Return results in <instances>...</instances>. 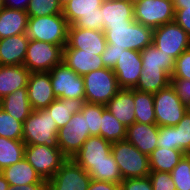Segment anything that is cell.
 <instances>
[{"instance_id": "cell-35", "label": "cell", "mask_w": 190, "mask_h": 190, "mask_svg": "<svg viewBox=\"0 0 190 190\" xmlns=\"http://www.w3.org/2000/svg\"><path fill=\"white\" fill-rule=\"evenodd\" d=\"M126 131L127 128L105 108L101 119L100 136L113 143L125 140Z\"/></svg>"}, {"instance_id": "cell-15", "label": "cell", "mask_w": 190, "mask_h": 190, "mask_svg": "<svg viewBox=\"0 0 190 190\" xmlns=\"http://www.w3.org/2000/svg\"><path fill=\"white\" fill-rule=\"evenodd\" d=\"M113 71L120 89H134L142 72L140 51L124 50Z\"/></svg>"}, {"instance_id": "cell-21", "label": "cell", "mask_w": 190, "mask_h": 190, "mask_svg": "<svg viewBox=\"0 0 190 190\" xmlns=\"http://www.w3.org/2000/svg\"><path fill=\"white\" fill-rule=\"evenodd\" d=\"M63 63L79 76L105 67L101 55L81 52L79 49H63Z\"/></svg>"}, {"instance_id": "cell-23", "label": "cell", "mask_w": 190, "mask_h": 190, "mask_svg": "<svg viewBox=\"0 0 190 190\" xmlns=\"http://www.w3.org/2000/svg\"><path fill=\"white\" fill-rule=\"evenodd\" d=\"M30 73L23 65H0V100L18 89L27 88Z\"/></svg>"}, {"instance_id": "cell-46", "label": "cell", "mask_w": 190, "mask_h": 190, "mask_svg": "<svg viewBox=\"0 0 190 190\" xmlns=\"http://www.w3.org/2000/svg\"><path fill=\"white\" fill-rule=\"evenodd\" d=\"M170 84L175 90L179 99L187 104L190 101V80L186 79H171Z\"/></svg>"}, {"instance_id": "cell-7", "label": "cell", "mask_w": 190, "mask_h": 190, "mask_svg": "<svg viewBox=\"0 0 190 190\" xmlns=\"http://www.w3.org/2000/svg\"><path fill=\"white\" fill-rule=\"evenodd\" d=\"M153 95L156 125L176 126L186 114V105L179 99L171 84Z\"/></svg>"}, {"instance_id": "cell-39", "label": "cell", "mask_w": 190, "mask_h": 190, "mask_svg": "<svg viewBox=\"0 0 190 190\" xmlns=\"http://www.w3.org/2000/svg\"><path fill=\"white\" fill-rule=\"evenodd\" d=\"M170 173L176 190H190V153L185 154Z\"/></svg>"}, {"instance_id": "cell-1", "label": "cell", "mask_w": 190, "mask_h": 190, "mask_svg": "<svg viewBox=\"0 0 190 190\" xmlns=\"http://www.w3.org/2000/svg\"><path fill=\"white\" fill-rule=\"evenodd\" d=\"M154 29L134 21L126 25H110L105 31L111 48L142 51L153 44Z\"/></svg>"}, {"instance_id": "cell-27", "label": "cell", "mask_w": 190, "mask_h": 190, "mask_svg": "<svg viewBox=\"0 0 190 190\" xmlns=\"http://www.w3.org/2000/svg\"><path fill=\"white\" fill-rule=\"evenodd\" d=\"M1 104L2 110L22 123L33 111L28 100L27 88H21L14 93L6 95L1 99Z\"/></svg>"}, {"instance_id": "cell-43", "label": "cell", "mask_w": 190, "mask_h": 190, "mask_svg": "<svg viewBox=\"0 0 190 190\" xmlns=\"http://www.w3.org/2000/svg\"><path fill=\"white\" fill-rule=\"evenodd\" d=\"M72 25L84 29L103 30V20L100 8H98V13H90L80 16V18Z\"/></svg>"}, {"instance_id": "cell-50", "label": "cell", "mask_w": 190, "mask_h": 190, "mask_svg": "<svg viewBox=\"0 0 190 190\" xmlns=\"http://www.w3.org/2000/svg\"><path fill=\"white\" fill-rule=\"evenodd\" d=\"M30 0H4V7L26 11Z\"/></svg>"}, {"instance_id": "cell-11", "label": "cell", "mask_w": 190, "mask_h": 190, "mask_svg": "<svg viewBox=\"0 0 190 190\" xmlns=\"http://www.w3.org/2000/svg\"><path fill=\"white\" fill-rule=\"evenodd\" d=\"M49 73L56 98L85 99L83 76H79L63 62L56 65Z\"/></svg>"}, {"instance_id": "cell-14", "label": "cell", "mask_w": 190, "mask_h": 190, "mask_svg": "<svg viewBox=\"0 0 190 190\" xmlns=\"http://www.w3.org/2000/svg\"><path fill=\"white\" fill-rule=\"evenodd\" d=\"M103 30H91L69 25L67 44L63 49H79L81 52L101 55L106 47Z\"/></svg>"}, {"instance_id": "cell-42", "label": "cell", "mask_w": 190, "mask_h": 190, "mask_svg": "<svg viewBox=\"0 0 190 190\" xmlns=\"http://www.w3.org/2000/svg\"><path fill=\"white\" fill-rule=\"evenodd\" d=\"M148 176L151 180L153 190H176L170 172L151 171Z\"/></svg>"}, {"instance_id": "cell-8", "label": "cell", "mask_w": 190, "mask_h": 190, "mask_svg": "<svg viewBox=\"0 0 190 190\" xmlns=\"http://www.w3.org/2000/svg\"><path fill=\"white\" fill-rule=\"evenodd\" d=\"M134 20L150 28H158L174 21L175 9L171 0H136Z\"/></svg>"}, {"instance_id": "cell-6", "label": "cell", "mask_w": 190, "mask_h": 190, "mask_svg": "<svg viewBox=\"0 0 190 190\" xmlns=\"http://www.w3.org/2000/svg\"><path fill=\"white\" fill-rule=\"evenodd\" d=\"M43 41L29 40L23 66L30 72H49L63 62V48Z\"/></svg>"}, {"instance_id": "cell-34", "label": "cell", "mask_w": 190, "mask_h": 190, "mask_svg": "<svg viewBox=\"0 0 190 190\" xmlns=\"http://www.w3.org/2000/svg\"><path fill=\"white\" fill-rule=\"evenodd\" d=\"M92 179L120 184L123 181L119 167L114 156L110 153L106 160L91 166L87 170Z\"/></svg>"}, {"instance_id": "cell-45", "label": "cell", "mask_w": 190, "mask_h": 190, "mask_svg": "<svg viewBox=\"0 0 190 190\" xmlns=\"http://www.w3.org/2000/svg\"><path fill=\"white\" fill-rule=\"evenodd\" d=\"M120 190H153L149 176L143 178H128L120 183Z\"/></svg>"}, {"instance_id": "cell-53", "label": "cell", "mask_w": 190, "mask_h": 190, "mask_svg": "<svg viewBox=\"0 0 190 190\" xmlns=\"http://www.w3.org/2000/svg\"><path fill=\"white\" fill-rule=\"evenodd\" d=\"M9 188V183L6 181L4 175L0 172V190H8Z\"/></svg>"}, {"instance_id": "cell-36", "label": "cell", "mask_w": 190, "mask_h": 190, "mask_svg": "<svg viewBox=\"0 0 190 190\" xmlns=\"http://www.w3.org/2000/svg\"><path fill=\"white\" fill-rule=\"evenodd\" d=\"M105 105L92 104L85 102L80 111L86 118L87 132L90 136H100L101 119Z\"/></svg>"}, {"instance_id": "cell-9", "label": "cell", "mask_w": 190, "mask_h": 190, "mask_svg": "<svg viewBox=\"0 0 190 190\" xmlns=\"http://www.w3.org/2000/svg\"><path fill=\"white\" fill-rule=\"evenodd\" d=\"M24 157L47 182L67 160L60 148H51L46 145H26Z\"/></svg>"}, {"instance_id": "cell-31", "label": "cell", "mask_w": 190, "mask_h": 190, "mask_svg": "<svg viewBox=\"0 0 190 190\" xmlns=\"http://www.w3.org/2000/svg\"><path fill=\"white\" fill-rule=\"evenodd\" d=\"M133 99L135 105V122L156 124L154 95L133 89Z\"/></svg>"}, {"instance_id": "cell-22", "label": "cell", "mask_w": 190, "mask_h": 190, "mask_svg": "<svg viewBox=\"0 0 190 190\" xmlns=\"http://www.w3.org/2000/svg\"><path fill=\"white\" fill-rule=\"evenodd\" d=\"M105 106L126 128L135 123L133 89H120Z\"/></svg>"}, {"instance_id": "cell-32", "label": "cell", "mask_w": 190, "mask_h": 190, "mask_svg": "<svg viewBox=\"0 0 190 190\" xmlns=\"http://www.w3.org/2000/svg\"><path fill=\"white\" fill-rule=\"evenodd\" d=\"M25 147L23 141L0 137V172L22 160Z\"/></svg>"}, {"instance_id": "cell-49", "label": "cell", "mask_w": 190, "mask_h": 190, "mask_svg": "<svg viewBox=\"0 0 190 190\" xmlns=\"http://www.w3.org/2000/svg\"><path fill=\"white\" fill-rule=\"evenodd\" d=\"M88 190H120V184L92 179Z\"/></svg>"}, {"instance_id": "cell-51", "label": "cell", "mask_w": 190, "mask_h": 190, "mask_svg": "<svg viewBox=\"0 0 190 190\" xmlns=\"http://www.w3.org/2000/svg\"><path fill=\"white\" fill-rule=\"evenodd\" d=\"M8 190H48V184H24L19 187L10 186Z\"/></svg>"}, {"instance_id": "cell-12", "label": "cell", "mask_w": 190, "mask_h": 190, "mask_svg": "<svg viewBox=\"0 0 190 190\" xmlns=\"http://www.w3.org/2000/svg\"><path fill=\"white\" fill-rule=\"evenodd\" d=\"M89 137L90 133L87 132L86 118L79 112L73 114L66 126L58 129V147L67 159H72Z\"/></svg>"}, {"instance_id": "cell-2", "label": "cell", "mask_w": 190, "mask_h": 190, "mask_svg": "<svg viewBox=\"0 0 190 190\" xmlns=\"http://www.w3.org/2000/svg\"><path fill=\"white\" fill-rule=\"evenodd\" d=\"M69 24L63 14L29 17L26 35L30 40L65 46Z\"/></svg>"}, {"instance_id": "cell-16", "label": "cell", "mask_w": 190, "mask_h": 190, "mask_svg": "<svg viewBox=\"0 0 190 190\" xmlns=\"http://www.w3.org/2000/svg\"><path fill=\"white\" fill-rule=\"evenodd\" d=\"M27 92L32 110L46 109L56 99L49 72H31Z\"/></svg>"}, {"instance_id": "cell-57", "label": "cell", "mask_w": 190, "mask_h": 190, "mask_svg": "<svg viewBox=\"0 0 190 190\" xmlns=\"http://www.w3.org/2000/svg\"><path fill=\"white\" fill-rule=\"evenodd\" d=\"M2 110V104H1V100H0V111Z\"/></svg>"}, {"instance_id": "cell-18", "label": "cell", "mask_w": 190, "mask_h": 190, "mask_svg": "<svg viewBox=\"0 0 190 190\" xmlns=\"http://www.w3.org/2000/svg\"><path fill=\"white\" fill-rule=\"evenodd\" d=\"M103 20V31L110 25L132 24L134 20V5L122 0H103L100 7Z\"/></svg>"}, {"instance_id": "cell-4", "label": "cell", "mask_w": 190, "mask_h": 190, "mask_svg": "<svg viewBox=\"0 0 190 190\" xmlns=\"http://www.w3.org/2000/svg\"><path fill=\"white\" fill-rule=\"evenodd\" d=\"M111 153L119 167L123 180L143 178L150 174L149 156L141 153L126 139L113 142Z\"/></svg>"}, {"instance_id": "cell-28", "label": "cell", "mask_w": 190, "mask_h": 190, "mask_svg": "<svg viewBox=\"0 0 190 190\" xmlns=\"http://www.w3.org/2000/svg\"><path fill=\"white\" fill-rule=\"evenodd\" d=\"M171 76L162 68H142L141 76L134 88L155 94L170 84Z\"/></svg>"}, {"instance_id": "cell-48", "label": "cell", "mask_w": 190, "mask_h": 190, "mask_svg": "<svg viewBox=\"0 0 190 190\" xmlns=\"http://www.w3.org/2000/svg\"><path fill=\"white\" fill-rule=\"evenodd\" d=\"M174 21L189 35L190 37V7L174 8Z\"/></svg>"}, {"instance_id": "cell-38", "label": "cell", "mask_w": 190, "mask_h": 190, "mask_svg": "<svg viewBox=\"0 0 190 190\" xmlns=\"http://www.w3.org/2000/svg\"><path fill=\"white\" fill-rule=\"evenodd\" d=\"M0 137L23 140V123L11 117L4 110L0 111Z\"/></svg>"}, {"instance_id": "cell-41", "label": "cell", "mask_w": 190, "mask_h": 190, "mask_svg": "<svg viewBox=\"0 0 190 190\" xmlns=\"http://www.w3.org/2000/svg\"><path fill=\"white\" fill-rule=\"evenodd\" d=\"M171 79L190 80V49L184 51L176 60Z\"/></svg>"}, {"instance_id": "cell-25", "label": "cell", "mask_w": 190, "mask_h": 190, "mask_svg": "<svg viewBox=\"0 0 190 190\" xmlns=\"http://www.w3.org/2000/svg\"><path fill=\"white\" fill-rule=\"evenodd\" d=\"M28 18L26 11L3 7L0 10V39L25 34Z\"/></svg>"}, {"instance_id": "cell-29", "label": "cell", "mask_w": 190, "mask_h": 190, "mask_svg": "<svg viewBox=\"0 0 190 190\" xmlns=\"http://www.w3.org/2000/svg\"><path fill=\"white\" fill-rule=\"evenodd\" d=\"M184 155L181 150L156 147L149 155L150 170L171 172Z\"/></svg>"}, {"instance_id": "cell-33", "label": "cell", "mask_w": 190, "mask_h": 190, "mask_svg": "<svg viewBox=\"0 0 190 190\" xmlns=\"http://www.w3.org/2000/svg\"><path fill=\"white\" fill-rule=\"evenodd\" d=\"M140 55L142 68H162L170 76L172 75L175 67V59L158 50L153 44L143 49Z\"/></svg>"}, {"instance_id": "cell-3", "label": "cell", "mask_w": 190, "mask_h": 190, "mask_svg": "<svg viewBox=\"0 0 190 190\" xmlns=\"http://www.w3.org/2000/svg\"><path fill=\"white\" fill-rule=\"evenodd\" d=\"M58 128L46 109L33 110L23 122V142L25 145H46L59 148Z\"/></svg>"}, {"instance_id": "cell-37", "label": "cell", "mask_w": 190, "mask_h": 190, "mask_svg": "<svg viewBox=\"0 0 190 190\" xmlns=\"http://www.w3.org/2000/svg\"><path fill=\"white\" fill-rule=\"evenodd\" d=\"M26 13L28 17L62 14V2L60 0H30Z\"/></svg>"}, {"instance_id": "cell-26", "label": "cell", "mask_w": 190, "mask_h": 190, "mask_svg": "<svg viewBox=\"0 0 190 190\" xmlns=\"http://www.w3.org/2000/svg\"><path fill=\"white\" fill-rule=\"evenodd\" d=\"M85 99L56 98L46 110L56 123L57 128L66 126L73 114L82 110Z\"/></svg>"}, {"instance_id": "cell-24", "label": "cell", "mask_w": 190, "mask_h": 190, "mask_svg": "<svg viewBox=\"0 0 190 190\" xmlns=\"http://www.w3.org/2000/svg\"><path fill=\"white\" fill-rule=\"evenodd\" d=\"M10 186L19 187L27 184H48L35 171L32 165L25 159L5 168L1 171Z\"/></svg>"}, {"instance_id": "cell-47", "label": "cell", "mask_w": 190, "mask_h": 190, "mask_svg": "<svg viewBox=\"0 0 190 190\" xmlns=\"http://www.w3.org/2000/svg\"><path fill=\"white\" fill-rule=\"evenodd\" d=\"M125 49L111 48V44H106L104 52L101 54L105 68L113 69Z\"/></svg>"}, {"instance_id": "cell-30", "label": "cell", "mask_w": 190, "mask_h": 190, "mask_svg": "<svg viewBox=\"0 0 190 190\" xmlns=\"http://www.w3.org/2000/svg\"><path fill=\"white\" fill-rule=\"evenodd\" d=\"M103 0H66L62 3V14L69 25H72L80 16L98 13Z\"/></svg>"}, {"instance_id": "cell-44", "label": "cell", "mask_w": 190, "mask_h": 190, "mask_svg": "<svg viewBox=\"0 0 190 190\" xmlns=\"http://www.w3.org/2000/svg\"><path fill=\"white\" fill-rule=\"evenodd\" d=\"M157 147L170 148L177 150V137L175 126H162L159 127V134L157 140Z\"/></svg>"}, {"instance_id": "cell-17", "label": "cell", "mask_w": 190, "mask_h": 190, "mask_svg": "<svg viewBox=\"0 0 190 190\" xmlns=\"http://www.w3.org/2000/svg\"><path fill=\"white\" fill-rule=\"evenodd\" d=\"M111 147L112 143L101 136H90L72 160L87 171L91 166L106 160V156L111 153Z\"/></svg>"}, {"instance_id": "cell-13", "label": "cell", "mask_w": 190, "mask_h": 190, "mask_svg": "<svg viewBox=\"0 0 190 190\" xmlns=\"http://www.w3.org/2000/svg\"><path fill=\"white\" fill-rule=\"evenodd\" d=\"M92 178L72 159H67L48 181V190H88Z\"/></svg>"}, {"instance_id": "cell-5", "label": "cell", "mask_w": 190, "mask_h": 190, "mask_svg": "<svg viewBox=\"0 0 190 190\" xmlns=\"http://www.w3.org/2000/svg\"><path fill=\"white\" fill-rule=\"evenodd\" d=\"M85 102L106 105L120 90L113 69L102 68L83 76Z\"/></svg>"}, {"instance_id": "cell-52", "label": "cell", "mask_w": 190, "mask_h": 190, "mask_svg": "<svg viewBox=\"0 0 190 190\" xmlns=\"http://www.w3.org/2000/svg\"><path fill=\"white\" fill-rule=\"evenodd\" d=\"M174 4V8L190 7V0H171Z\"/></svg>"}, {"instance_id": "cell-19", "label": "cell", "mask_w": 190, "mask_h": 190, "mask_svg": "<svg viewBox=\"0 0 190 190\" xmlns=\"http://www.w3.org/2000/svg\"><path fill=\"white\" fill-rule=\"evenodd\" d=\"M159 126L135 122L127 127L126 140L134 145L141 153L149 156L157 147Z\"/></svg>"}, {"instance_id": "cell-54", "label": "cell", "mask_w": 190, "mask_h": 190, "mask_svg": "<svg viewBox=\"0 0 190 190\" xmlns=\"http://www.w3.org/2000/svg\"><path fill=\"white\" fill-rule=\"evenodd\" d=\"M185 105H186V113L190 115V101Z\"/></svg>"}, {"instance_id": "cell-20", "label": "cell", "mask_w": 190, "mask_h": 190, "mask_svg": "<svg viewBox=\"0 0 190 190\" xmlns=\"http://www.w3.org/2000/svg\"><path fill=\"white\" fill-rule=\"evenodd\" d=\"M29 40L26 33L0 39V65H23Z\"/></svg>"}, {"instance_id": "cell-10", "label": "cell", "mask_w": 190, "mask_h": 190, "mask_svg": "<svg viewBox=\"0 0 190 190\" xmlns=\"http://www.w3.org/2000/svg\"><path fill=\"white\" fill-rule=\"evenodd\" d=\"M153 45L176 60L184 51L190 49V37L173 21L154 29Z\"/></svg>"}, {"instance_id": "cell-56", "label": "cell", "mask_w": 190, "mask_h": 190, "mask_svg": "<svg viewBox=\"0 0 190 190\" xmlns=\"http://www.w3.org/2000/svg\"><path fill=\"white\" fill-rule=\"evenodd\" d=\"M122 1H128V2L134 3L136 0H122Z\"/></svg>"}, {"instance_id": "cell-55", "label": "cell", "mask_w": 190, "mask_h": 190, "mask_svg": "<svg viewBox=\"0 0 190 190\" xmlns=\"http://www.w3.org/2000/svg\"><path fill=\"white\" fill-rule=\"evenodd\" d=\"M4 7V0H0V10Z\"/></svg>"}, {"instance_id": "cell-40", "label": "cell", "mask_w": 190, "mask_h": 190, "mask_svg": "<svg viewBox=\"0 0 190 190\" xmlns=\"http://www.w3.org/2000/svg\"><path fill=\"white\" fill-rule=\"evenodd\" d=\"M177 137V150L185 154L190 153V115L185 114L181 121L175 126Z\"/></svg>"}]
</instances>
